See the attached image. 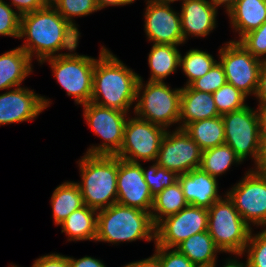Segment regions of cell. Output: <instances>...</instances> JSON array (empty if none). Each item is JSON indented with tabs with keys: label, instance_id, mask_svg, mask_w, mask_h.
<instances>
[{
	"label": "cell",
	"instance_id": "obj_1",
	"mask_svg": "<svg viewBox=\"0 0 266 267\" xmlns=\"http://www.w3.org/2000/svg\"><path fill=\"white\" fill-rule=\"evenodd\" d=\"M79 33L49 3L46 7L21 15L20 47L41 63L44 59L74 52L79 45ZM67 50L68 52H60ZM57 53V54H56Z\"/></svg>",
	"mask_w": 266,
	"mask_h": 267
},
{
	"label": "cell",
	"instance_id": "obj_2",
	"mask_svg": "<svg viewBox=\"0 0 266 267\" xmlns=\"http://www.w3.org/2000/svg\"><path fill=\"white\" fill-rule=\"evenodd\" d=\"M93 73L91 102L129 113L136 104L139 74L128 68L108 48L101 47Z\"/></svg>",
	"mask_w": 266,
	"mask_h": 267
},
{
	"label": "cell",
	"instance_id": "obj_3",
	"mask_svg": "<svg viewBox=\"0 0 266 267\" xmlns=\"http://www.w3.org/2000/svg\"><path fill=\"white\" fill-rule=\"evenodd\" d=\"M136 240L155 243V225L150 212L118 203L97 212L95 242L116 245Z\"/></svg>",
	"mask_w": 266,
	"mask_h": 267
},
{
	"label": "cell",
	"instance_id": "obj_4",
	"mask_svg": "<svg viewBox=\"0 0 266 267\" xmlns=\"http://www.w3.org/2000/svg\"><path fill=\"white\" fill-rule=\"evenodd\" d=\"M81 181L76 182L84 205L97 211L117 202L118 157L88 155L78 161Z\"/></svg>",
	"mask_w": 266,
	"mask_h": 267
},
{
	"label": "cell",
	"instance_id": "obj_5",
	"mask_svg": "<svg viewBox=\"0 0 266 267\" xmlns=\"http://www.w3.org/2000/svg\"><path fill=\"white\" fill-rule=\"evenodd\" d=\"M143 82V78L139 75L133 116L136 115L166 130L178 124L175 129H179L182 87L172 89L165 82L147 81L146 84Z\"/></svg>",
	"mask_w": 266,
	"mask_h": 267
},
{
	"label": "cell",
	"instance_id": "obj_6",
	"mask_svg": "<svg viewBox=\"0 0 266 267\" xmlns=\"http://www.w3.org/2000/svg\"><path fill=\"white\" fill-rule=\"evenodd\" d=\"M224 195L208 209V233L221 253L240 254L244 252L253 228Z\"/></svg>",
	"mask_w": 266,
	"mask_h": 267
},
{
	"label": "cell",
	"instance_id": "obj_7",
	"mask_svg": "<svg viewBox=\"0 0 266 267\" xmlns=\"http://www.w3.org/2000/svg\"><path fill=\"white\" fill-rule=\"evenodd\" d=\"M73 52L44 59L48 62L52 75L68 96H74L77 105L91 102L93 93V73L97 58Z\"/></svg>",
	"mask_w": 266,
	"mask_h": 267
},
{
	"label": "cell",
	"instance_id": "obj_8",
	"mask_svg": "<svg viewBox=\"0 0 266 267\" xmlns=\"http://www.w3.org/2000/svg\"><path fill=\"white\" fill-rule=\"evenodd\" d=\"M82 106L86 124L102 139L100 144L87 148L85 154L115 156L122 146L124 127L130 113L99 106L93 102Z\"/></svg>",
	"mask_w": 266,
	"mask_h": 267
},
{
	"label": "cell",
	"instance_id": "obj_9",
	"mask_svg": "<svg viewBox=\"0 0 266 267\" xmlns=\"http://www.w3.org/2000/svg\"><path fill=\"white\" fill-rule=\"evenodd\" d=\"M166 129L149 121L128 117L124 127L123 143L115 155L122 160L140 163L155 162Z\"/></svg>",
	"mask_w": 266,
	"mask_h": 267
},
{
	"label": "cell",
	"instance_id": "obj_10",
	"mask_svg": "<svg viewBox=\"0 0 266 267\" xmlns=\"http://www.w3.org/2000/svg\"><path fill=\"white\" fill-rule=\"evenodd\" d=\"M225 194L250 227L266 228V174L250 168Z\"/></svg>",
	"mask_w": 266,
	"mask_h": 267
},
{
	"label": "cell",
	"instance_id": "obj_11",
	"mask_svg": "<svg viewBox=\"0 0 266 267\" xmlns=\"http://www.w3.org/2000/svg\"><path fill=\"white\" fill-rule=\"evenodd\" d=\"M225 44V45H224ZM219 48V62L224 68L227 83L247 97L256 94L262 60L254 57L239 42L231 41Z\"/></svg>",
	"mask_w": 266,
	"mask_h": 267
},
{
	"label": "cell",
	"instance_id": "obj_12",
	"mask_svg": "<svg viewBox=\"0 0 266 267\" xmlns=\"http://www.w3.org/2000/svg\"><path fill=\"white\" fill-rule=\"evenodd\" d=\"M221 116L224 122L225 144L234 150L241 162L248 157L255 162L260 139L257 108L247 105Z\"/></svg>",
	"mask_w": 266,
	"mask_h": 267
},
{
	"label": "cell",
	"instance_id": "obj_13",
	"mask_svg": "<svg viewBox=\"0 0 266 267\" xmlns=\"http://www.w3.org/2000/svg\"><path fill=\"white\" fill-rule=\"evenodd\" d=\"M205 231H208V209L188 204L155 226V243L175 248L190 236Z\"/></svg>",
	"mask_w": 266,
	"mask_h": 267
},
{
	"label": "cell",
	"instance_id": "obj_14",
	"mask_svg": "<svg viewBox=\"0 0 266 267\" xmlns=\"http://www.w3.org/2000/svg\"><path fill=\"white\" fill-rule=\"evenodd\" d=\"M202 150L183 130H167L162 139L156 163L177 175L200 168Z\"/></svg>",
	"mask_w": 266,
	"mask_h": 267
},
{
	"label": "cell",
	"instance_id": "obj_15",
	"mask_svg": "<svg viewBox=\"0 0 266 267\" xmlns=\"http://www.w3.org/2000/svg\"><path fill=\"white\" fill-rule=\"evenodd\" d=\"M170 5L146 1L144 30L148 41L153 44H185L180 12L175 11Z\"/></svg>",
	"mask_w": 266,
	"mask_h": 267
},
{
	"label": "cell",
	"instance_id": "obj_16",
	"mask_svg": "<svg viewBox=\"0 0 266 267\" xmlns=\"http://www.w3.org/2000/svg\"><path fill=\"white\" fill-rule=\"evenodd\" d=\"M51 101L27 87H17L0 94V126L32 121Z\"/></svg>",
	"mask_w": 266,
	"mask_h": 267
},
{
	"label": "cell",
	"instance_id": "obj_17",
	"mask_svg": "<svg viewBox=\"0 0 266 267\" xmlns=\"http://www.w3.org/2000/svg\"><path fill=\"white\" fill-rule=\"evenodd\" d=\"M153 198L144 179L142 164L125 161L118 157L116 203L151 212Z\"/></svg>",
	"mask_w": 266,
	"mask_h": 267
},
{
	"label": "cell",
	"instance_id": "obj_18",
	"mask_svg": "<svg viewBox=\"0 0 266 267\" xmlns=\"http://www.w3.org/2000/svg\"><path fill=\"white\" fill-rule=\"evenodd\" d=\"M181 5L180 17L185 43L188 36L206 37L217 27L218 9L209 0H184Z\"/></svg>",
	"mask_w": 266,
	"mask_h": 267
},
{
	"label": "cell",
	"instance_id": "obj_19",
	"mask_svg": "<svg viewBox=\"0 0 266 267\" xmlns=\"http://www.w3.org/2000/svg\"><path fill=\"white\" fill-rule=\"evenodd\" d=\"M185 200L188 204L209 209L214 202L220 200L218 179L210 176L201 168L178 175Z\"/></svg>",
	"mask_w": 266,
	"mask_h": 267
},
{
	"label": "cell",
	"instance_id": "obj_20",
	"mask_svg": "<svg viewBox=\"0 0 266 267\" xmlns=\"http://www.w3.org/2000/svg\"><path fill=\"white\" fill-rule=\"evenodd\" d=\"M218 116L220 114L217 111L211 93L194 90L190 86L182 87L179 129H183L187 124L192 122Z\"/></svg>",
	"mask_w": 266,
	"mask_h": 267
},
{
	"label": "cell",
	"instance_id": "obj_21",
	"mask_svg": "<svg viewBox=\"0 0 266 267\" xmlns=\"http://www.w3.org/2000/svg\"><path fill=\"white\" fill-rule=\"evenodd\" d=\"M32 63L20 46L0 54V90L21 87L22 81L33 72Z\"/></svg>",
	"mask_w": 266,
	"mask_h": 267
},
{
	"label": "cell",
	"instance_id": "obj_22",
	"mask_svg": "<svg viewBox=\"0 0 266 267\" xmlns=\"http://www.w3.org/2000/svg\"><path fill=\"white\" fill-rule=\"evenodd\" d=\"M229 23L239 41L245 34L258 29L266 22V0H237L234 8L227 14Z\"/></svg>",
	"mask_w": 266,
	"mask_h": 267
},
{
	"label": "cell",
	"instance_id": "obj_23",
	"mask_svg": "<svg viewBox=\"0 0 266 267\" xmlns=\"http://www.w3.org/2000/svg\"><path fill=\"white\" fill-rule=\"evenodd\" d=\"M181 52L177 45L153 44L148 54L150 82H164L180 68Z\"/></svg>",
	"mask_w": 266,
	"mask_h": 267
},
{
	"label": "cell",
	"instance_id": "obj_24",
	"mask_svg": "<svg viewBox=\"0 0 266 267\" xmlns=\"http://www.w3.org/2000/svg\"><path fill=\"white\" fill-rule=\"evenodd\" d=\"M97 210L84 205L73 211L61 225V233H65L67 241H95L97 228Z\"/></svg>",
	"mask_w": 266,
	"mask_h": 267
},
{
	"label": "cell",
	"instance_id": "obj_25",
	"mask_svg": "<svg viewBox=\"0 0 266 267\" xmlns=\"http://www.w3.org/2000/svg\"><path fill=\"white\" fill-rule=\"evenodd\" d=\"M175 248L197 267H210L221 252L208 231L190 236Z\"/></svg>",
	"mask_w": 266,
	"mask_h": 267
},
{
	"label": "cell",
	"instance_id": "obj_26",
	"mask_svg": "<svg viewBox=\"0 0 266 267\" xmlns=\"http://www.w3.org/2000/svg\"><path fill=\"white\" fill-rule=\"evenodd\" d=\"M52 218L59 226L73 211L84 206L82 193L75 181H64L57 186L51 196Z\"/></svg>",
	"mask_w": 266,
	"mask_h": 267
},
{
	"label": "cell",
	"instance_id": "obj_27",
	"mask_svg": "<svg viewBox=\"0 0 266 267\" xmlns=\"http://www.w3.org/2000/svg\"><path fill=\"white\" fill-rule=\"evenodd\" d=\"M183 130L199 145L202 151L225 144L222 116L187 124Z\"/></svg>",
	"mask_w": 266,
	"mask_h": 267
},
{
	"label": "cell",
	"instance_id": "obj_28",
	"mask_svg": "<svg viewBox=\"0 0 266 267\" xmlns=\"http://www.w3.org/2000/svg\"><path fill=\"white\" fill-rule=\"evenodd\" d=\"M188 205L179 181L154 196L151 218L156 226L162 219L178 213Z\"/></svg>",
	"mask_w": 266,
	"mask_h": 267
},
{
	"label": "cell",
	"instance_id": "obj_29",
	"mask_svg": "<svg viewBox=\"0 0 266 267\" xmlns=\"http://www.w3.org/2000/svg\"><path fill=\"white\" fill-rule=\"evenodd\" d=\"M234 164L239 165L242 162L227 144L202 151L200 168L216 179L226 173Z\"/></svg>",
	"mask_w": 266,
	"mask_h": 267
},
{
	"label": "cell",
	"instance_id": "obj_30",
	"mask_svg": "<svg viewBox=\"0 0 266 267\" xmlns=\"http://www.w3.org/2000/svg\"><path fill=\"white\" fill-rule=\"evenodd\" d=\"M217 62L213 55L198 48L190 49L180 55V68L187 76L184 86H189L194 80L204 76Z\"/></svg>",
	"mask_w": 266,
	"mask_h": 267
},
{
	"label": "cell",
	"instance_id": "obj_31",
	"mask_svg": "<svg viewBox=\"0 0 266 267\" xmlns=\"http://www.w3.org/2000/svg\"><path fill=\"white\" fill-rule=\"evenodd\" d=\"M57 12L79 33L73 18L90 15L100 11L95 0H52L50 3Z\"/></svg>",
	"mask_w": 266,
	"mask_h": 267
},
{
	"label": "cell",
	"instance_id": "obj_32",
	"mask_svg": "<svg viewBox=\"0 0 266 267\" xmlns=\"http://www.w3.org/2000/svg\"><path fill=\"white\" fill-rule=\"evenodd\" d=\"M215 106L220 115L239 110L245 106L247 96L229 83H225L213 94Z\"/></svg>",
	"mask_w": 266,
	"mask_h": 267
},
{
	"label": "cell",
	"instance_id": "obj_33",
	"mask_svg": "<svg viewBox=\"0 0 266 267\" xmlns=\"http://www.w3.org/2000/svg\"><path fill=\"white\" fill-rule=\"evenodd\" d=\"M142 171L153 197L178 181V175L175 172L160 167L156 162H152L147 169L142 166Z\"/></svg>",
	"mask_w": 266,
	"mask_h": 267
},
{
	"label": "cell",
	"instance_id": "obj_34",
	"mask_svg": "<svg viewBox=\"0 0 266 267\" xmlns=\"http://www.w3.org/2000/svg\"><path fill=\"white\" fill-rule=\"evenodd\" d=\"M253 232L252 229L243 254H246L248 267H266V228Z\"/></svg>",
	"mask_w": 266,
	"mask_h": 267
},
{
	"label": "cell",
	"instance_id": "obj_35",
	"mask_svg": "<svg viewBox=\"0 0 266 267\" xmlns=\"http://www.w3.org/2000/svg\"><path fill=\"white\" fill-rule=\"evenodd\" d=\"M225 83H227V79L224 68L217 61L204 76L194 80L189 86L194 90L213 94Z\"/></svg>",
	"mask_w": 266,
	"mask_h": 267
},
{
	"label": "cell",
	"instance_id": "obj_36",
	"mask_svg": "<svg viewBox=\"0 0 266 267\" xmlns=\"http://www.w3.org/2000/svg\"><path fill=\"white\" fill-rule=\"evenodd\" d=\"M254 57L266 61V22L258 29L245 34L238 41Z\"/></svg>",
	"mask_w": 266,
	"mask_h": 267
},
{
	"label": "cell",
	"instance_id": "obj_37",
	"mask_svg": "<svg viewBox=\"0 0 266 267\" xmlns=\"http://www.w3.org/2000/svg\"><path fill=\"white\" fill-rule=\"evenodd\" d=\"M9 3L0 0V35L19 38L21 16Z\"/></svg>",
	"mask_w": 266,
	"mask_h": 267
},
{
	"label": "cell",
	"instance_id": "obj_38",
	"mask_svg": "<svg viewBox=\"0 0 266 267\" xmlns=\"http://www.w3.org/2000/svg\"><path fill=\"white\" fill-rule=\"evenodd\" d=\"M155 244L154 255L159 259L162 267H197L176 248L161 247Z\"/></svg>",
	"mask_w": 266,
	"mask_h": 267
},
{
	"label": "cell",
	"instance_id": "obj_39",
	"mask_svg": "<svg viewBox=\"0 0 266 267\" xmlns=\"http://www.w3.org/2000/svg\"><path fill=\"white\" fill-rule=\"evenodd\" d=\"M31 267H70L68 256L59 253L43 255Z\"/></svg>",
	"mask_w": 266,
	"mask_h": 267
},
{
	"label": "cell",
	"instance_id": "obj_40",
	"mask_svg": "<svg viewBox=\"0 0 266 267\" xmlns=\"http://www.w3.org/2000/svg\"><path fill=\"white\" fill-rule=\"evenodd\" d=\"M49 4L47 0H11L9 4L21 16L42 9Z\"/></svg>",
	"mask_w": 266,
	"mask_h": 267
},
{
	"label": "cell",
	"instance_id": "obj_41",
	"mask_svg": "<svg viewBox=\"0 0 266 267\" xmlns=\"http://www.w3.org/2000/svg\"><path fill=\"white\" fill-rule=\"evenodd\" d=\"M254 97L258 100L257 108H266V61L260 69L258 88Z\"/></svg>",
	"mask_w": 266,
	"mask_h": 267
},
{
	"label": "cell",
	"instance_id": "obj_42",
	"mask_svg": "<svg viewBox=\"0 0 266 267\" xmlns=\"http://www.w3.org/2000/svg\"><path fill=\"white\" fill-rule=\"evenodd\" d=\"M251 170L266 174V137H260L258 155Z\"/></svg>",
	"mask_w": 266,
	"mask_h": 267
},
{
	"label": "cell",
	"instance_id": "obj_43",
	"mask_svg": "<svg viewBox=\"0 0 266 267\" xmlns=\"http://www.w3.org/2000/svg\"><path fill=\"white\" fill-rule=\"evenodd\" d=\"M70 267H107L102 260L91 257L84 256L79 259L68 256Z\"/></svg>",
	"mask_w": 266,
	"mask_h": 267
},
{
	"label": "cell",
	"instance_id": "obj_44",
	"mask_svg": "<svg viewBox=\"0 0 266 267\" xmlns=\"http://www.w3.org/2000/svg\"><path fill=\"white\" fill-rule=\"evenodd\" d=\"M122 267H162L159 259L153 254L148 258L133 261Z\"/></svg>",
	"mask_w": 266,
	"mask_h": 267
},
{
	"label": "cell",
	"instance_id": "obj_45",
	"mask_svg": "<svg viewBox=\"0 0 266 267\" xmlns=\"http://www.w3.org/2000/svg\"><path fill=\"white\" fill-rule=\"evenodd\" d=\"M230 255H235L233 256L234 258H232V256H230V258L228 257L224 263V265H222L221 267H248V264H247V260L243 263L240 261L239 257H242L244 256L243 253H240V254H230ZM239 260H238V259ZM216 264H217V261H215L210 267H216Z\"/></svg>",
	"mask_w": 266,
	"mask_h": 267
},
{
	"label": "cell",
	"instance_id": "obj_46",
	"mask_svg": "<svg viewBox=\"0 0 266 267\" xmlns=\"http://www.w3.org/2000/svg\"><path fill=\"white\" fill-rule=\"evenodd\" d=\"M97 7L99 10L104 9L109 6H124L131 4L128 0H95Z\"/></svg>",
	"mask_w": 266,
	"mask_h": 267
},
{
	"label": "cell",
	"instance_id": "obj_47",
	"mask_svg": "<svg viewBox=\"0 0 266 267\" xmlns=\"http://www.w3.org/2000/svg\"><path fill=\"white\" fill-rule=\"evenodd\" d=\"M210 3L217 9L221 6L224 7L225 12L228 14L235 6L237 0H209Z\"/></svg>",
	"mask_w": 266,
	"mask_h": 267
},
{
	"label": "cell",
	"instance_id": "obj_48",
	"mask_svg": "<svg viewBox=\"0 0 266 267\" xmlns=\"http://www.w3.org/2000/svg\"><path fill=\"white\" fill-rule=\"evenodd\" d=\"M259 117L260 137H266V108H257Z\"/></svg>",
	"mask_w": 266,
	"mask_h": 267
},
{
	"label": "cell",
	"instance_id": "obj_49",
	"mask_svg": "<svg viewBox=\"0 0 266 267\" xmlns=\"http://www.w3.org/2000/svg\"><path fill=\"white\" fill-rule=\"evenodd\" d=\"M149 1H153L156 3H164V4H170V3H174L175 1H184V0H149Z\"/></svg>",
	"mask_w": 266,
	"mask_h": 267
},
{
	"label": "cell",
	"instance_id": "obj_50",
	"mask_svg": "<svg viewBox=\"0 0 266 267\" xmlns=\"http://www.w3.org/2000/svg\"><path fill=\"white\" fill-rule=\"evenodd\" d=\"M131 4L133 3V2H135L136 0H128ZM145 1H149V0H145Z\"/></svg>",
	"mask_w": 266,
	"mask_h": 267
},
{
	"label": "cell",
	"instance_id": "obj_51",
	"mask_svg": "<svg viewBox=\"0 0 266 267\" xmlns=\"http://www.w3.org/2000/svg\"><path fill=\"white\" fill-rule=\"evenodd\" d=\"M11 266H9V267H19V266H17V265H14V264H10Z\"/></svg>",
	"mask_w": 266,
	"mask_h": 267
}]
</instances>
